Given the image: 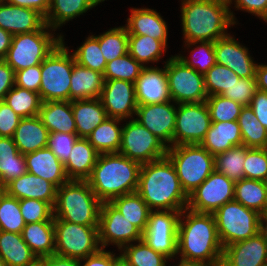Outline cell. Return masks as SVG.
<instances>
[{
  "label": "cell",
  "mask_w": 267,
  "mask_h": 266,
  "mask_svg": "<svg viewBox=\"0 0 267 266\" xmlns=\"http://www.w3.org/2000/svg\"><path fill=\"white\" fill-rule=\"evenodd\" d=\"M227 4L229 5L230 14L232 17V20L234 24H236V21L234 18L233 11L231 12L230 5L232 4L233 0H226ZM235 6L237 10H245V12H249L252 15H255L261 19H263L265 22H267V0H234Z\"/></svg>",
  "instance_id": "57"
},
{
  "label": "cell",
  "mask_w": 267,
  "mask_h": 266,
  "mask_svg": "<svg viewBox=\"0 0 267 266\" xmlns=\"http://www.w3.org/2000/svg\"><path fill=\"white\" fill-rule=\"evenodd\" d=\"M179 262H178L177 265H174V266H206V265H203V264H200V263H197V262L185 261V260H182V259H180Z\"/></svg>",
  "instance_id": "67"
},
{
  "label": "cell",
  "mask_w": 267,
  "mask_h": 266,
  "mask_svg": "<svg viewBox=\"0 0 267 266\" xmlns=\"http://www.w3.org/2000/svg\"><path fill=\"white\" fill-rule=\"evenodd\" d=\"M41 84V64L15 72V86L39 93Z\"/></svg>",
  "instance_id": "55"
},
{
  "label": "cell",
  "mask_w": 267,
  "mask_h": 266,
  "mask_svg": "<svg viewBox=\"0 0 267 266\" xmlns=\"http://www.w3.org/2000/svg\"><path fill=\"white\" fill-rule=\"evenodd\" d=\"M72 111L79 138H87L108 117L100 98L73 100Z\"/></svg>",
  "instance_id": "31"
},
{
  "label": "cell",
  "mask_w": 267,
  "mask_h": 266,
  "mask_svg": "<svg viewBox=\"0 0 267 266\" xmlns=\"http://www.w3.org/2000/svg\"><path fill=\"white\" fill-rule=\"evenodd\" d=\"M221 266H267V246L260 232L225 246Z\"/></svg>",
  "instance_id": "21"
},
{
  "label": "cell",
  "mask_w": 267,
  "mask_h": 266,
  "mask_svg": "<svg viewBox=\"0 0 267 266\" xmlns=\"http://www.w3.org/2000/svg\"><path fill=\"white\" fill-rule=\"evenodd\" d=\"M129 53L107 62L103 73L104 80H125L135 83L143 68Z\"/></svg>",
  "instance_id": "46"
},
{
  "label": "cell",
  "mask_w": 267,
  "mask_h": 266,
  "mask_svg": "<svg viewBox=\"0 0 267 266\" xmlns=\"http://www.w3.org/2000/svg\"><path fill=\"white\" fill-rule=\"evenodd\" d=\"M105 0H50L45 23L55 30Z\"/></svg>",
  "instance_id": "33"
},
{
  "label": "cell",
  "mask_w": 267,
  "mask_h": 266,
  "mask_svg": "<svg viewBox=\"0 0 267 266\" xmlns=\"http://www.w3.org/2000/svg\"><path fill=\"white\" fill-rule=\"evenodd\" d=\"M26 266H46V257H36L32 262Z\"/></svg>",
  "instance_id": "66"
},
{
  "label": "cell",
  "mask_w": 267,
  "mask_h": 266,
  "mask_svg": "<svg viewBox=\"0 0 267 266\" xmlns=\"http://www.w3.org/2000/svg\"><path fill=\"white\" fill-rule=\"evenodd\" d=\"M217 64L231 69L240 78H255L258 63L252 59L248 48L235 40L230 34L214 42Z\"/></svg>",
  "instance_id": "19"
},
{
  "label": "cell",
  "mask_w": 267,
  "mask_h": 266,
  "mask_svg": "<svg viewBox=\"0 0 267 266\" xmlns=\"http://www.w3.org/2000/svg\"><path fill=\"white\" fill-rule=\"evenodd\" d=\"M27 172L26 161L10 137H0V189Z\"/></svg>",
  "instance_id": "34"
},
{
  "label": "cell",
  "mask_w": 267,
  "mask_h": 266,
  "mask_svg": "<svg viewBox=\"0 0 267 266\" xmlns=\"http://www.w3.org/2000/svg\"><path fill=\"white\" fill-rule=\"evenodd\" d=\"M213 215L223 248L257 235L263 219L261 214L236 200L225 203Z\"/></svg>",
  "instance_id": "9"
},
{
  "label": "cell",
  "mask_w": 267,
  "mask_h": 266,
  "mask_svg": "<svg viewBox=\"0 0 267 266\" xmlns=\"http://www.w3.org/2000/svg\"><path fill=\"white\" fill-rule=\"evenodd\" d=\"M70 83V101L95 99L102 93L104 77L102 73L74 62Z\"/></svg>",
  "instance_id": "30"
},
{
  "label": "cell",
  "mask_w": 267,
  "mask_h": 266,
  "mask_svg": "<svg viewBox=\"0 0 267 266\" xmlns=\"http://www.w3.org/2000/svg\"><path fill=\"white\" fill-rule=\"evenodd\" d=\"M67 48L62 36V41L41 63L39 96L42 102L70 101V81L75 58Z\"/></svg>",
  "instance_id": "6"
},
{
  "label": "cell",
  "mask_w": 267,
  "mask_h": 266,
  "mask_svg": "<svg viewBox=\"0 0 267 266\" xmlns=\"http://www.w3.org/2000/svg\"><path fill=\"white\" fill-rule=\"evenodd\" d=\"M244 178L267 180V148H248L244 161Z\"/></svg>",
  "instance_id": "51"
},
{
  "label": "cell",
  "mask_w": 267,
  "mask_h": 266,
  "mask_svg": "<svg viewBox=\"0 0 267 266\" xmlns=\"http://www.w3.org/2000/svg\"><path fill=\"white\" fill-rule=\"evenodd\" d=\"M2 190L8 195L20 199H37L48 202L54 207L57 188L49 181L26 172L12 180Z\"/></svg>",
  "instance_id": "23"
},
{
  "label": "cell",
  "mask_w": 267,
  "mask_h": 266,
  "mask_svg": "<svg viewBox=\"0 0 267 266\" xmlns=\"http://www.w3.org/2000/svg\"><path fill=\"white\" fill-rule=\"evenodd\" d=\"M20 120L5 101H0V137L12 138Z\"/></svg>",
  "instance_id": "56"
},
{
  "label": "cell",
  "mask_w": 267,
  "mask_h": 266,
  "mask_svg": "<svg viewBox=\"0 0 267 266\" xmlns=\"http://www.w3.org/2000/svg\"><path fill=\"white\" fill-rule=\"evenodd\" d=\"M4 101L21 118L37 116L42 104L39 93L15 85L6 94Z\"/></svg>",
  "instance_id": "43"
},
{
  "label": "cell",
  "mask_w": 267,
  "mask_h": 266,
  "mask_svg": "<svg viewBox=\"0 0 267 266\" xmlns=\"http://www.w3.org/2000/svg\"><path fill=\"white\" fill-rule=\"evenodd\" d=\"M184 43L211 41L226 36L234 25L226 0H182Z\"/></svg>",
  "instance_id": "4"
},
{
  "label": "cell",
  "mask_w": 267,
  "mask_h": 266,
  "mask_svg": "<svg viewBox=\"0 0 267 266\" xmlns=\"http://www.w3.org/2000/svg\"><path fill=\"white\" fill-rule=\"evenodd\" d=\"M124 246L121 250V257L128 266H166L168 257L154 251L143 240Z\"/></svg>",
  "instance_id": "42"
},
{
  "label": "cell",
  "mask_w": 267,
  "mask_h": 266,
  "mask_svg": "<svg viewBox=\"0 0 267 266\" xmlns=\"http://www.w3.org/2000/svg\"><path fill=\"white\" fill-rule=\"evenodd\" d=\"M13 35L0 27V60H4L11 46Z\"/></svg>",
  "instance_id": "64"
},
{
  "label": "cell",
  "mask_w": 267,
  "mask_h": 266,
  "mask_svg": "<svg viewBox=\"0 0 267 266\" xmlns=\"http://www.w3.org/2000/svg\"><path fill=\"white\" fill-rule=\"evenodd\" d=\"M54 228L55 255L80 260L101 248L98 226H83L54 218Z\"/></svg>",
  "instance_id": "10"
},
{
  "label": "cell",
  "mask_w": 267,
  "mask_h": 266,
  "mask_svg": "<svg viewBox=\"0 0 267 266\" xmlns=\"http://www.w3.org/2000/svg\"><path fill=\"white\" fill-rule=\"evenodd\" d=\"M19 207L26 224L54 221L53 207L48 202L31 198L20 199Z\"/></svg>",
  "instance_id": "52"
},
{
  "label": "cell",
  "mask_w": 267,
  "mask_h": 266,
  "mask_svg": "<svg viewBox=\"0 0 267 266\" xmlns=\"http://www.w3.org/2000/svg\"><path fill=\"white\" fill-rule=\"evenodd\" d=\"M255 79L257 90L267 92V65L257 64Z\"/></svg>",
  "instance_id": "63"
},
{
  "label": "cell",
  "mask_w": 267,
  "mask_h": 266,
  "mask_svg": "<svg viewBox=\"0 0 267 266\" xmlns=\"http://www.w3.org/2000/svg\"><path fill=\"white\" fill-rule=\"evenodd\" d=\"M247 147L245 145L235 146L214 156L215 171L225 174L233 181L244 178V161Z\"/></svg>",
  "instance_id": "41"
},
{
  "label": "cell",
  "mask_w": 267,
  "mask_h": 266,
  "mask_svg": "<svg viewBox=\"0 0 267 266\" xmlns=\"http://www.w3.org/2000/svg\"><path fill=\"white\" fill-rule=\"evenodd\" d=\"M38 116L49 133H76L72 101L42 102Z\"/></svg>",
  "instance_id": "29"
},
{
  "label": "cell",
  "mask_w": 267,
  "mask_h": 266,
  "mask_svg": "<svg viewBox=\"0 0 267 266\" xmlns=\"http://www.w3.org/2000/svg\"><path fill=\"white\" fill-rule=\"evenodd\" d=\"M99 153L86 138H78L64 163L69 180L86 181L96 164Z\"/></svg>",
  "instance_id": "27"
},
{
  "label": "cell",
  "mask_w": 267,
  "mask_h": 266,
  "mask_svg": "<svg viewBox=\"0 0 267 266\" xmlns=\"http://www.w3.org/2000/svg\"><path fill=\"white\" fill-rule=\"evenodd\" d=\"M235 181L213 171L189 196L187 209L199 213H214L234 200Z\"/></svg>",
  "instance_id": "15"
},
{
  "label": "cell",
  "mask_w": 267,
  "mask_h": 266,
  "mask_svg": "<svg viewBox=\"0 0 267 266\" xmlns=\"http://www.w3.org/2000/svg\"><path fill=\"white\" fill-rule=\"evenodd\" d=\"M25 225L19 200L0 189V230L21 234Z\"/></svg>",
  "instance_id": "45"
},
{
  "label": "cell",
  "mask_w": 267,
  "mask_h": 266,
  "mask_svg": "<svg viewBox=\"0 0 267 266\" xmlns=\"http://www.w3.org/2000/svg\"><path fill=\"white\" fill-rule=\"evenodd\" d=\"M260 234L263 236L265 244L267 246V217H263L261 221Z\"/></svg>",
  "instance_id": "65"
},
{
  "label": "cell",
  "mask_w": 267,
  "mask_h": 266,
  "mask_svg": "<svg viewBox=\"0 0 267 266\" xmlns=\"http://www.w3.org/2000/svg\"><path fill=\"white\" fill-rule=\"evenodd\" d=\"M256 91L257 84L255 78H240L229 89H226L222 96L243 106H249Z\"/></svg>",
  "instance_id": "53"
},
{
  "label": "cell",
  "mask_w": 267,
  "mask_h": 266,
  "mask_svg": "<svg viewBox=\"0 0 267 266\" xmlns=\"http://www.w3.org/2000/svg\"><path fill=\"white\" fill-rule=\"evenodd\" d=\"M46 266H79V260L54 254L46 257Z\"/></svg>",
  "instance_id": "62"
},
{
  "label": "cell",
  "mask_w": 267,
  "mask_h": 266,
  "mask_svg": "<svg viewBox=\"0 0 267 266\" xmlns=\"http://www.w3.org/2000/svg\"><path fill=\"white\" fill-rule=\"evenodd\" d=\"M183 191L189 196L214 170V156L200 144L168 147Z\"/></svg>",
  "instance_id": "7"
},
{
  "label": "cell",
  "mask_w": 267,
  "mask_h": 266,
  "mask_svg": "<svg viewBox=\"0 0 267 266\" xmlns=\"http://www.w3.org/2000/svg\"><path fill=\"white\" fill-rule=\"evenodd\" d=\"M205 102L212 122L238 121L244 107L242 104L222 95L209 96Z\"/></svg>",
  "instance_id": "50"
},
{
  "label": "cell",
  "mask_w": 267,
  "mask_h": 266,
  "mask_svg": "<svg viewBox=\"0 0 267 266\" xmlns=\"http://www.w3.org/2000/svg\"><path fill=\"white\" fill-rule=\"evenodd\" d=\"M141 163L117 153L99 154L86 180L96 197L103 202L137 192Z\"/></svg>",
  "instance_id": "3"
},
{
  "label": "cell",
  "mask_w": 267,
  "mask_h": 266,
  "mask_svg": "<svg viewBox=\"0 0 267 266\" xmlns=\"http://www.w3.org/2000/svg\"><path fill=\"white\" fill-rule=\"evenodd\" d=\"M137 193L151 211H182L188 205V196L167 156L141 165Z\"/></svg>",
  "instance_id": "2"
},
{
  "label": "cell",
  "mask_w": 267,
  "mask_h": 266,
  "mask_svg": "<svg viewBox=\"0 0 267 266\" xmlns=\"http://www.w3.org/2000/svg\"><path fill=\"white\" fill-rule=\"evenodd\" d=\"M51 30L55 31L45 24L40 30L14 35L4 61L15 72L41 64L62 41V35L55 37Z\"/></svg>",
  "instance_id": "8"
},
{
  "label": "cell",
  "mask_w": 267,
  "mask_h": 266,
  "mask_svg": "<svg viewBox=\"0 0 267 266\" xmlns=\"http://www.w3.org/2000/svg\"><path fill=\"white\" fill-rule=\"evenodd\" d=\"M0 258L7 266H26L36 255L24 242L22 234L0 230Z\"/></svg>",
  "instance_id": "36"
},
{
  "label": "cell",
  "mask_w": 267,
  "mask_h": 266,
  "mask_svg": "<svg viewBox=\"0 0 267 266\" xmlns=\"http://www.w3.org/2000/svg\"><path fill=\"white\" fill-rule=\"evenodd\" d=\"M4 2L37 10L44 17L49 12L50 0H4Z\"/></svg>",
  "instance_id": "61"
},
{
  "label": "cell",
  "mask_w": 267,
  "mask_h": 266,
  "mask_svg": "<svg viewBox=\"0 0 267 266\" xmlns=\"http://www.w3.org/2000/svg\"><path fill=\"white\" fill-rule=\"evenodd\" d=\"M15 85V71L4 61L0 60V101Z\"/></svg>",
  "instance_id": "60"
},
{
  "label": "cell",
  "mask_w": 267,
  "mask_h": 266,
  "mask_svg": "<svg viewBox=\"0 0 267 266\" xmlns=\"http://www.w3.org/2000/svg\"><path fill=\"white\" fill-rule=\"evenodd\" d=\"M181 211H150L142 240L154 251L174 259L177 253L178 221Z\"/></svg>",
  "instance_id": "14"
},
{
  "label": "cell",
  "mask_w": 267,
  "mask_h": 266,
  "mask_svg": "<svg viewBox=\"0 0 267 266\" xmlns=\"http://www.w3.org/2000/svg\"><path fill=\"white\" fill-rule=\"evenodd\" d=\"M240 77L226 66L215 64L205 74V88L207 95H222L229 89Z\"/></svg>",
  "instance_id": "49"
},
{
  "label": "cell",
  "mask_w": 267,
  "mask_h": 266,
  "mask_svg": "<svg viewBox=\"0 0 267 266\" xmlns=\"http://www.w3.org/2000/svg\"><path fill=\"white\" fill-rule=\"evenodd\" d=\"M176 120L173 146L200 144L211 126V118L206 102L176 104Z\"/></svg>",
  "instance_id": "13"
},
{
  "label": "cell",
  "mask_w": 267,
  "mask_h": 266,
  "mask_svg": "<svg viewBox=\"0 0 267 266\" xmlns=\"http://www.w3.org/2000/svg\"><path fill=\"white\" fill-rule=\"evenodd\" d=\"M119 153L141 164L161 159L167 155L168 146L136 119L122 125Z\"/></svg>",
  "instance_id": "12"
},
{
  "label": "cell",
  "mask_w": 267,
  "mask_h": 266,
  "mask_svg": "<svg viewBox=\"0 0 267 266\" xmlns=\"http://www.w3.org/2000/svg\"><path fill=\"white\" fill-rule=\"evenodd\" d=\"M49 131L39 116L21 118L12 139L23 155L46 148Z\"/></svg>",
  "instance_id": "26"
},
{
  "label": "cell",
  "mask_w": 267,
  "mask_h": 266,
  "mask_svg": "<svg viewBox=\"0 0 267 266\" xmlns=\"http://www.w3.org/2000/svg\"><path fill=\"white\" fill-rule=\"evenodd\" d=\"M75 62L100 73H104L107 61L102 55L99 40L94 36H88L85 42L73 53Z\"/></svg>",
  "instance_id": "47"
},
{
  "label": "cell",
  "mask_w": 267,
  "mask_h": 266,
  "mask_svg": "<svg viewBox=\"0 0 267 266\" xmlns=\"http://www.w3.org/2000/svg\"><path fill=\"white\" fill-rule=\"evenodd\" d=\"M242 144L248 148H267V129L258 121L250 106H244L238 117Z\"/></svg>",
  "instance_id": "40"
},
{
  "label": "cell",
  "mask_w": 267,
  "mask_h": 266,
  "mask_svg": "<svg viewBox=\"0 0 267 266\" xmlns=\"http://www.w3.org/2000/svg\"><path fill=\"white\" fill-rule=\"evenodd\" d=\"M200 145L213 156L243 145L238 121L212 122Z\"/></svg>",
  "instance_id": "28"
},
{
  "label": "cell",
  "mask_w": 267,
  "mask_h": 266,
  "mask_svg": "<svg viewBox=\"0 0 267 266\" xmlns=\"http://www.w3.org/2000/svg\"><path fill=\"white\" fill-rule=\"evenodd\" d=\"M101 204L87 181L69 180L56 191L54 218L83 226H99Z\"/></svg>",
  "instance_id": "5"
},
{
  "label": "cell",
  "mask_w": 267,
  "mask_h": 266,
  "mask_svg": "<svg viewBox=\"0 0 267 266\" xmlns=\"http://www.w3.org/2000/svg\"><path fill=\"white\" fill-rule=\"evenodd\" d=\"M198 43L200 46L198 45L196 48H193V50H191L190 52L193 53L191 54V59H188V57L186 58V56H183L181 54L177 56L188 67L204 75L213 65L217 63L216 54L214 51V42L211 41L189 42L187 44L185 43V46L189 48L191 46L193 47V45H196ZM197 52L200 54H198Z\"/></svg>",
  "instance_id": "48"
},
{
  "label": "cell",
  "mask_w": 267,
  "mask_h": 266,
  "mask_svg": "<svg viewBox=\"0 0 267 266\" xmlns=\"http://www.w3.org/2000/svg\"><path fill=\"white\" fill-rule=\"evenodd\" d=\"M78 138L76 133H49L46 147L64 164L68 160L73 145Z\"/></svg>",
  "instance_id": "54"
},
{
  "label": "cell",
  "mask_w": 267,
  "mask_h": 266,
  "mask_svg": "<svg viewBox=\"0 0 267 266\" xmlns=\"http://www.w3.org/2000/svg\"><path fill=\"white\" fill-rule=\"evenodd\" d=\"M21 234L24 242L36 257H47L55 254L54 221L28 223Z\"/></svg>",
  "instance_id": "32"
},
{
  "label": "cell",
  "mask_w": 267,
  "mask_h": 266,
  "mask_svg": "<svg viewBox=\"0 0 267 266\" xmlns=\"http://www.w3.org/2000/svg\"><path fill=\"white\" fill-rule=\"evenodd\" d=\"M121 121L123 120L107 117L87 136L86 139L99 154L119 152L123 127H119L118 123Z\"/></svg>",
  "instance_id": "37"
},
{
  "label": "cell",
  "mask_w": 267,
  "mask_h": 266,
  "mask_svg": "<svg viewBox=\"0 0 267 266\" xmlns=\"http://www.w3.org/2000/svg\"><path fill=\"white\" fill-rule=\"evenodd\" d=\"M130 12L127 25L125 24L128 35H148L167 46V24L157 11L149 8H132Z\"/></svg>",
  "instance_id": "25"
},
{
  "label": "cell",
  "mask_w": 267,
  "mask_h": 266,
  "mask_svg": "<svg viewBox=\"0 0 267 266\" xmlns=\"http://www.w3.org/2000/svg\"><path fill=\"white\" fill-rule=\"evenodd\" d=\"M110 203L142 233L145 231L151 210L137 192L116 197Z\"/></svg>",
  "instance_id": "38"
},
{
  "label": "cell",
  "mask_w": 267,
  "mask_h": 266,
  "mask_svg": "<svg viewBox=\"0 0 267 266\" xmlns=\"http://www.w3.org/2000/svg\"><path fill=\"white\" fill-rule=\"evenodd\" d=\"M118 256L115 253L100 248L96 253L79 260V266H113V261ZM83 260V265H81Z\"/></svg>",
  "instance_id": "59"
},
{
  "label": "cell",
  "mask_w": 267,
  "mask_h": 266,
  "mask_svg": "<svg viewBox=\"0 0 267 266\" xmlns=\"http://www.w3.org/2000/svg\"><path fill=\"white\" fill-rule=\"evenodd\" d=\"M100 100L108 117L134 119L138 107L134 83L125 80H104Z\"/></svg>",
  "instance_id": "17"
},
{
  "label": "cell",
  "mask_w": 267,
  "mask_h": 266,
  "mask_svg": "<svg viewBox=\"0 0 267 266\" xmlns=\"http://www.w3.org/2000/svg\"><path fill=\"white\" fill-rule=\"evenodd\" d=\"M98 233L100 247L104 249L111 243L121 250L126 245L142 240V232L110 202L101 204Z\"/></svg>",
  "instance_id": "16"
},
{
  "label": "cell",
  "mask_w": 267,
  "mask_h": 266,
  "mask_svg": "<svg viewBox=\"0 0 267 266\" xmlns=\"http://www.w3.org/2000/svg\"><path fill=\"white\" fill-rule=\"evenodd\" d=\"M166 47L163 42L148 35H128V53L143 66L148 62H158Z\"/></svg>",
  "instance_id": "39"
},
{
  "label": "cell",
  "mask_w": 267,
  "mask_h": 266,
  "mask_svg": "<svg viewBox=\"0 0 267 266\" xmlns=\"http://www.w3.org/2000/svg\"><path fill=\"white\" fill-rule=\"evenodd\" d=\"M234 200L267 217V183L243 178L235 182Z\"/></svg>",
  "instance_id": "35"
},
{
  "label": "cell",
  "mask_w": 267,
  "mask_h": 266,
  "mask_svg": "<svg viewBox=\"0 0 267 266\" xmlns=\"http://www.w3.org/2000/svg\"><path fill=\"white\" fill-rule=\"evenodd\" d=\"M249 106L258 121L267 129V92L257 90Z\"/></svg>",
  "instance_id": "58"
},
{
  "label": "cell",
  "mask_w": 267,
  "mask_h": 266,
  "mask_svg": "<svg viewBox=\"0 0 267 266\" xmlns=\"http://www.w3.org/2000/svg\"><path fill=\"white\" fill-rule=\"evenodd\" d=\"M113 266H128L127 262L119 255L114 261Z\"/></svg>",
  "instance_id": "68"
},
{
  "label": "cell",
  "mask_w": 267,
  "mask_h": 266,
  "mask_svg": "<svg viewBox=\"0 0 267 266\" xmlns=\"http://www.w3.org/2000/svg\"><path fill=\"white\" fill-rule=\"evenodd\" d=\"M45 24L37 10L0 2V27L13 36L40 30Z\"/></svg>",
  "instance_id": "22"
},
{
  "label": "cell",
  "mask_w": 267,
  "mask_h": 266,
  "mask_svg": "<svg viewBox=\"0 0 267 266\" xmlns=\"http://www.w3.org/2000/svg\"><path fill=\"white\" fill-rule=\"evenodd\" d=\"M171 100L176 104L205 102L208 98L204 75L172 56L165 62Z\"/></svg>",
  "instance_id": "11"
},
{
  "label": "cell",
  "mask_w": 267,
  "mask_h": 266,
  "mask_svg": "<svg viewBox=\"0 0 267 266\" xmlns=\"http://www.w3.org/2000/svg\"><path fill=\"white\" fill-rule=\"evenodd\" d=\"M168 101L149 105H138L136 119L141 125L162 140L168 147L173 146V135L177 108Z\"/></svg>",
  "instance_id": "18"
},
{
  "label": "cell",
  "mask_w": 267,
  "mask_h": 266,
  "mask_svg": "<svg viewBox=\"0 0 267 266\" xmlns=\"http://www.w3.org/2000/svg\"><path fill=\"white\" fill-rule=\"evenodd\" d=\"M24 157L27 172L51 182L57 189L69 181L64 164L49 148L38 149Z\"/></svg>",
  "instance_id": "24"
},
{
  "label": "cell",
  "mask_w": 267,
  "mask_h": 266,
  "mask_svg": "<svg viewBox=\"0 0 267 266\" xmlns=\"http://www.w3.org/2000/svg\"><path fill=\"white\" fill-rule=\"evenodd\" d=\"M0 266H7L6 263L0 258Z\"/></svg>",
  "instance_id": "69"
},
{
  "label": "cell",
  "mask_w": 267,
  "mask_h": 266,
  "mask_svg": "<svg viewBox=\"0 0 267 266\" xmlns=\"http://www.w3.org/2000/svg\"><path fill=\"white\" fill-rule=\"evenodd\" d=\"M177 253H180V259L185 261L206 266H221L223 246L213 213H199L187 208L181 211L178 221Z\"/></svg>",
  "instance_id": "1"
},
{
  "label": "cell",
  "mask_w": 267,
  "mask_h": 266,
  "mask_svg": "<svg viewBox=\"0 0 267 266\" xmlns=\"http://www.w3.org/2000/svg\"><path fill=\"white\" fill-rule=\"evenodd\" d=\"M95 37L99 40L102 55L107 62L128 53V32L125 26L111 28Z\"/></svg>",
  "instance_id": "44"
},
{
  "label": "cell",
  "mask_w": 267,
  "mask_h": 266,
  "mask_svg": "<svg viewBox=\"0 0 267 266\" xmlns=\"http://www.w3.org/2000/svg\"><path fill=\"white\" fill-rule=\"evenodd\" d=\"M134 86L138 105L172 101L169 94L165 65L164 69L145 66L136 79Z\"/></svg>",
  "instance_id": "20"
}]
</instances>
